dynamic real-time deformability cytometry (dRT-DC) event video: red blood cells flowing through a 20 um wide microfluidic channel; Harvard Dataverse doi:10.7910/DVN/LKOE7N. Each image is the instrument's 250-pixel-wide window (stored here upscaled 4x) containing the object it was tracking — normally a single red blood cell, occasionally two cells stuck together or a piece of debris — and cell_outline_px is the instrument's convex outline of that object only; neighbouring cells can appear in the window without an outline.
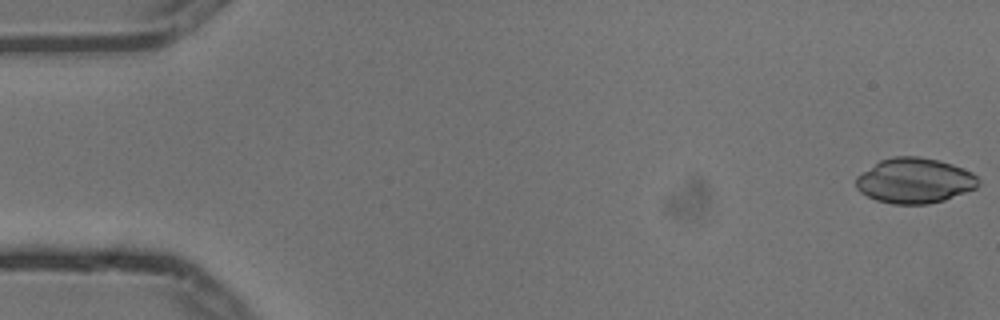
{"species": "common noctule bat (a hibernating species)", "species_latin": "Nyctalus noctula", "temperature_condition": "cold", "stored_images_in_passage": 6, "camera_frame_rate_fps": 3000, "um_per_image_px": 0.085, "animal": {"sex": "male", "body_mass_g": 13.3}, "frame": {"image": 1, "passage_image": 1, "time_ms": 0.0, "image_size_px": [1000, 320], "cell_outline_px": [[980, 184], [976, 188], [944, 200], [928, 204], [892, 204], [876, 200], [860, 192], [856, 188], [856, 176], [880, 160], [892, 156], [920, 156], [940, 160], [952, 164], [972, 172], [980, 180]], "centroid_in_image_um": [77.74, 15.35], "position_along_channel_um": 7.3, "area_um2": 32.43}}